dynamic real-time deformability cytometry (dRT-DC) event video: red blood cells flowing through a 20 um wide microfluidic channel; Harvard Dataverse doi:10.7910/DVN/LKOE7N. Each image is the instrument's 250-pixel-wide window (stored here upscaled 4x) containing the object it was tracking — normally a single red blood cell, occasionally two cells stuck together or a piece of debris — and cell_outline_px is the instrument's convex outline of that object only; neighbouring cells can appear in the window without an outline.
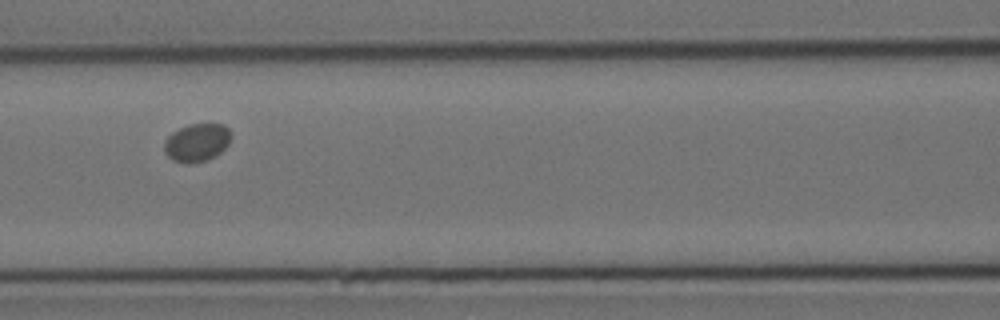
{"species": "Egyptian fruit bat (a non-hibernating species)", "species_latin": "Rousettus aegyptiacus", "temperature_condition": "cold", "stored_images_in_passage": 11, "camera_frame_rate_fps": 3000, "um_per_image_px": 0.085, "animal": {"sex": "female"}, "frame": {"image": 1, "passage_image": 4, "time_ms": 3.333, "image_size_px": [1000, 320], "cell_outline_px": [[232, 136], [228, 144], [216, 156], [204, 160], [188, 164], [172, 160], [164, 152], [164, 140], [172, 132], [188, 124], [224, 124], [232, 132]], "centroid_in_image_um": [16.73, 12.1], "position_along_channel_um": 149.9, "area_um2": 14.91}}
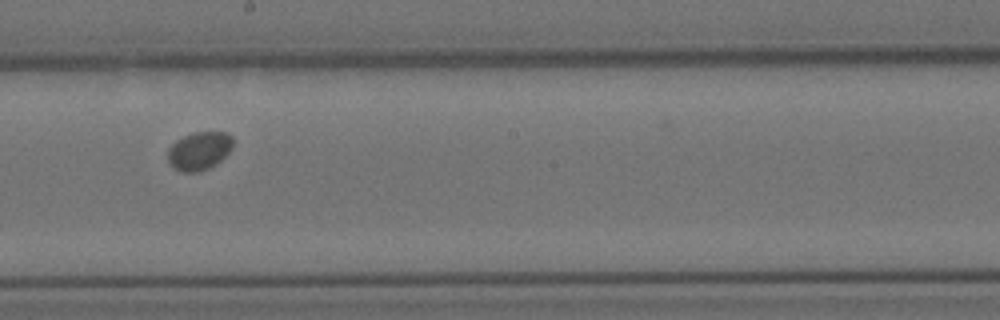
{"frame": {"image": 2, "passage_image": 6, "time_ms": 5.667, "image_size_px": [1000, 320], "cell_outline_px": [[232, 148], [216, 164], [200, 172], [180, 172], [172, 168], [168, 164], [168, 148], [176, 140], [192, 132], [228, 132], [232, 136]], "centroid_in_image_um": [16.9, 12.83], "position_along_channel_um": 231.3, "area_um2": 14.68}}
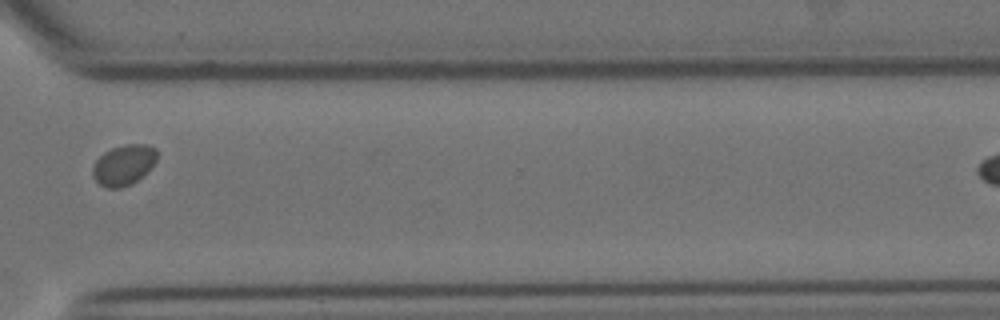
{"frame": {"image": 3, "passage_image": 9, "time_ms": 9.333, "image_size_px": [1000, 320], "cell_outline_px": [[156, 160], [132, 184], [120, 188], [108, 188], [100, 184], [92, 176], [92, 168], [96, 160], [104, 152], [112, 148], [124, 144], [148, 144], [156, 148]], "centroid_in_image_um": [10.48, 14.0], "position_along_channel_um": 360.1, "area_um2": 14.91}}